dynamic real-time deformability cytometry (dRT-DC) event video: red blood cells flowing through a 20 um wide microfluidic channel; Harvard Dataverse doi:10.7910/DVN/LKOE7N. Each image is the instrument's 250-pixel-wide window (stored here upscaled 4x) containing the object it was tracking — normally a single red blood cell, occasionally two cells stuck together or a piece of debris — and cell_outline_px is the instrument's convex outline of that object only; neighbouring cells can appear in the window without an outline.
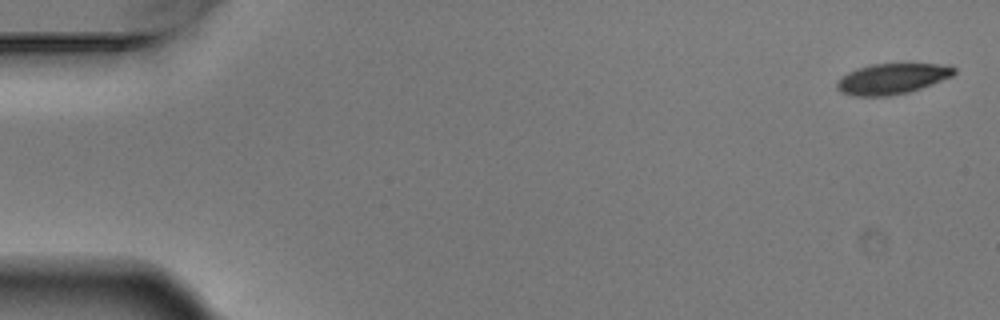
{"species": "Egyptian fruit bat (a non-hibernating species)", "species_latin": "Rousettus aegyptiacus", "temperature_condition": "warm", "stored_images_in_passage": 7, "camera_frame_rate_fps": 3000, "um_per_image_px": 0.085, "animal": {"sex": "male"}, "frame": {"image": 1, "passage_image": 1, "time_ms": 0.0, "image_size_px": [1000, 320], "cell_outline_px": [[956, 72], [952, 76], [920, 88], [908, 92], [888, 96], [852, 96], [840, 92], [836, 88], [836, 80], [840, 76], [856, 68], [872, 64], [952, 64], [956, 68]], "centroid_in_image_um": [75.79, 6.69], "position_along_channel_um": 9.2, "area_um2": 21.1}}
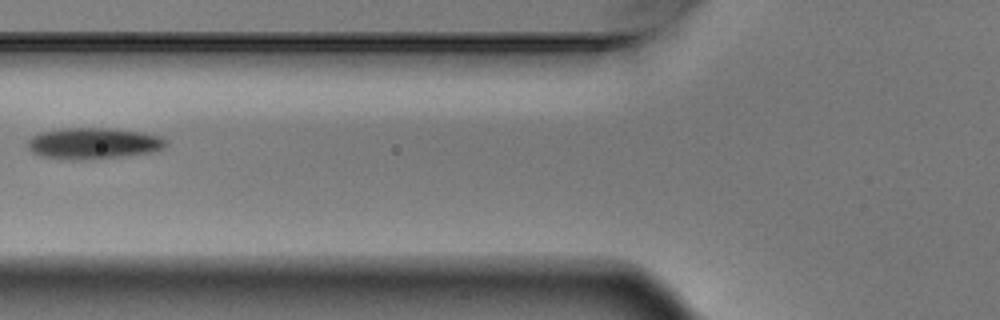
{"frame": {"image": 2, "passage_image": 6, "time_ms": 1.667, "image_size_px": [1000, 320], "cell_outline_px": [[168, 144], [164, 148], [152, 152], [124, 156], [80, 160], [76, 160], [40, 156], [32, 152], [28, 148], [28, 140], [32, 136], [40, 132], [64, 128], [112, 128], [140, 132], [160, 136], [168, 140]], "centroid_in_image_um": [7.96, 12.18], "position_along_channel_um": 117.8, "area_um2": 25.26}}
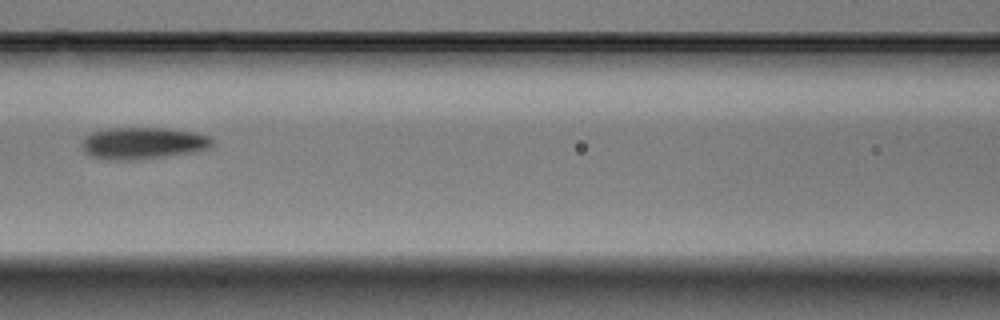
{"frame": {"image": 3, "passage_image": 7, "time_ms": 2.0, "image_size_px": [1000, 320], "cell_outline_px": [[212, 144], [208, 148], [196, 152], [136, 160], [104, 160], [92, 156], [84, 152], [84, 140], [92, 132], [108, 128], [164, 128], [196, 132], [208, 136], [212, 140]], "centroid_in_image_um": [12.18, 12.18], "position_along_channel_um": 154.4, "area_um2": 24.1}}